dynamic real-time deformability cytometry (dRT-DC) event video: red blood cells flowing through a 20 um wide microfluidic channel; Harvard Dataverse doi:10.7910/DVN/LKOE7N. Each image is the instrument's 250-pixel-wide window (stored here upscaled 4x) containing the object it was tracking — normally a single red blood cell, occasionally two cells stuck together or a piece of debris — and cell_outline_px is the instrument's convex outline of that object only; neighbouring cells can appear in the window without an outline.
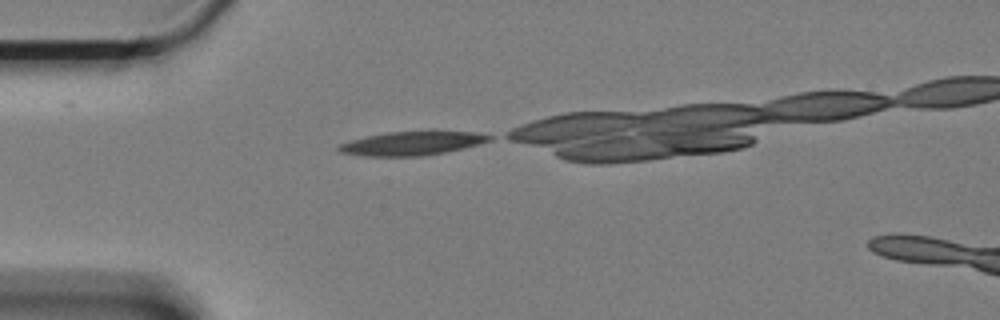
{"species": "Egyptian fruit bat (a non-hibernating species)", "species_latin": "Rousettus aegyptiacus", "temperature_condition": "cold", "stored_images_in_passage": 33, "camera_frame_rate_fps": 3000, "um_per_image_px": 0.085, "animal": {"sex": "female"}, "frame": {"image": 1, "passage_image": 1, "time_ms": 0.0, "image_size_px": [1000, 320], "cell_outline_px": [[492, 140], [464, 148], [444, 152], [420, 156], [364, 156], [340, 152], [336, 148], [340, 144], [352, 140], [368, 136], [388, 132], [428, 128], [436, 128], [476, 132], [492, 136]], "centroid_in_image_um": [35.12, 12.12], "position_along_channel_um": 49.9, "area_um2": 21.79}}
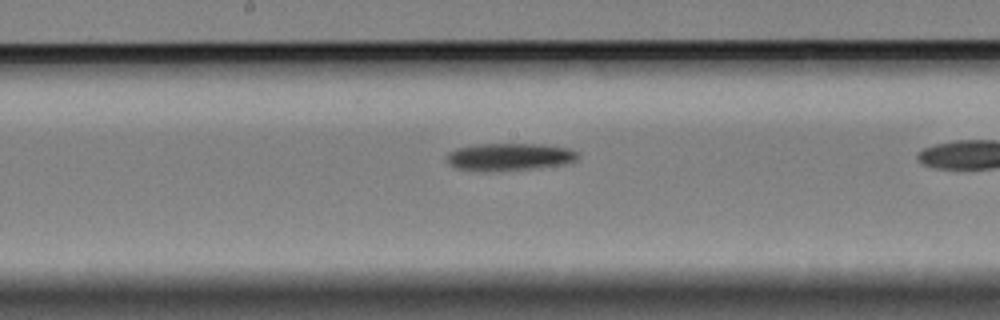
{"frame": {"image": 2, "passage_image": 16, "time_ms": 5.0, "image_size_px": [1000, 320], "cell_outline_px": [[580, 156], [576, 160], [560, 164], [532, 168], [456, 168], [448, 160], [448, 152], [456, 148], [476, 144], [544, 144], [568, 148], [580, 152]], "centroid_in_image_um": [43.4, 13.26], "position_along_channel_um": 204.8, "area_um2": 19.77}}
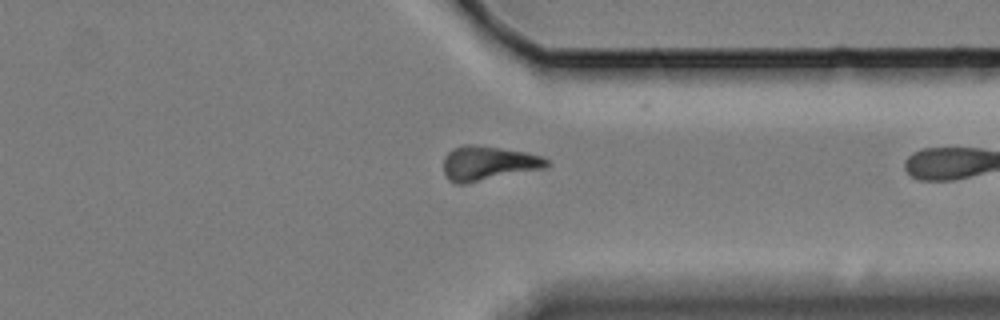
{"frame": {"image": 3, "passage_image": 31, "time_ms": 10.0, "image_size_px": [1000, 320], "cell_outline_px": [[552, 164], [544, 168], [464, 184], [456, 184], [448, 180], [444, 172], [444, 156], [452, 148], [464, 144], [472, 144], [500, 148], [524, 152], [540, 156], [548, 160]], "centroid_in_image_um": [41.46, 13.87], "position_along_channel_um": 369.9, "area_um2": 20.63}}